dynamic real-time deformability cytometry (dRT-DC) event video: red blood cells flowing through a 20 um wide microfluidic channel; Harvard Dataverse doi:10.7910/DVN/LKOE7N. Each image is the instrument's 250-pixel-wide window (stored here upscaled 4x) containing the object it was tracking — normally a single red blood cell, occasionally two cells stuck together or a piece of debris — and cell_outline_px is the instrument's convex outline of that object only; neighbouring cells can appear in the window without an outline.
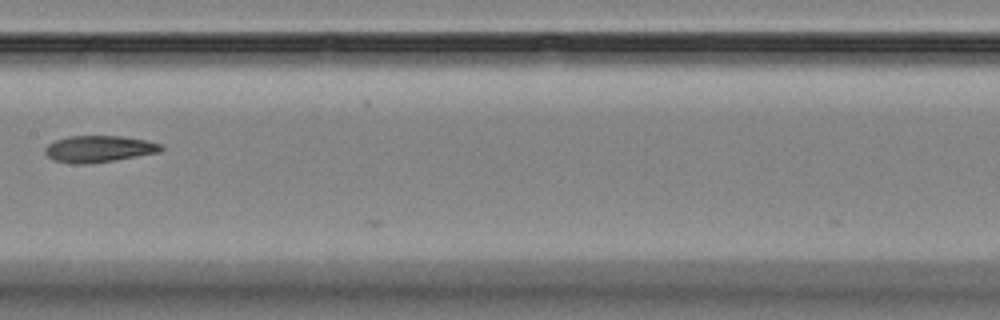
{"species": "Egyptian fruit bat (a non-hibernating species)", "species_latin": "Rousettus aegyptiacus", "temperature_condition": "room temperature", "stored_images_in_passage": 9, "camera_frame_rate_fps": 3000, "um_per_image_px": 0.085, "animal": {"sex": "female"}, "frame": {"image": 1, "passage_image": 7, "time_ms": 7.333, "image_size_px": [1000, 320], "cell_outline_px": [[164, 148], [160, 152], [88, 164], [72, 164], [56, 160], [48, 156], [44, 152], [44, 148], [48, 144], [56, 140], [68, 136], [120, 136], [144, 140], [164, 144]], "centroid_in_image_um": [8.41, 12.65], "position_along_channel_um": 199.0, "area_um2": 17.86}}
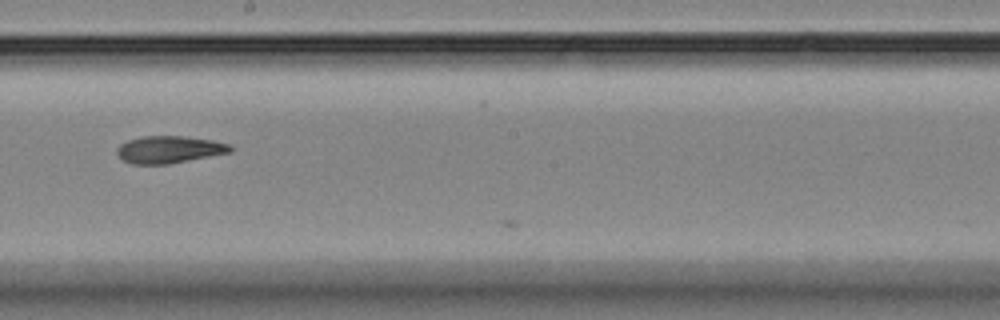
{"frame": {"image": 2, "passage_image": 8, "time_ms": 8.333, "image_size_px": [1000, 320], "cell_outline_px": [[232, 152], [168, 164], [132, 164], [124, 160], [116, 152], [116, 148], [120, 144], [128, 140], [140, 136], [184, 136], [212, 140], [228, 144], [232, 148]], "centroid_in_image_um": [14.36, 12.7], "position_along_channel_um": 233.8, "area_um2": 17.92}}